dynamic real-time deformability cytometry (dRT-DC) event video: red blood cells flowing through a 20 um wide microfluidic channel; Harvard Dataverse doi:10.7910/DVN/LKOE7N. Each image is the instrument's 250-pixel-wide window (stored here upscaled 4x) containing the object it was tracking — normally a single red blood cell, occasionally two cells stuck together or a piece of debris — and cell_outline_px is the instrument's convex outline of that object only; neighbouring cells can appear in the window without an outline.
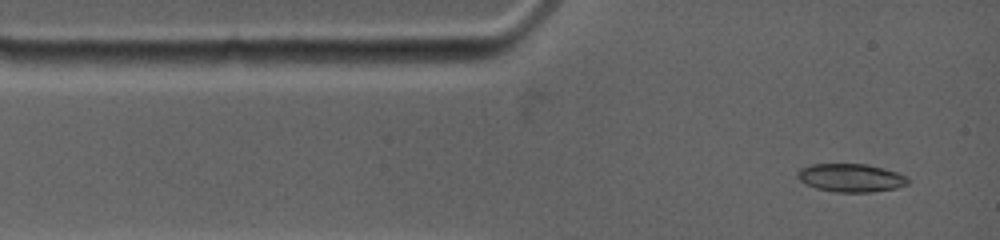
{"species": "common noctule bat (a hibernating species)", "species_latin": "Nyctalus noctula", "temperature_condition": "warm", "stored_images_in_passage": 6, "camera_frame_rate_fps": 4500, "um_per_image_px": 0.085, "animal": {"sex": "female", "body_mass_g": 19.0, "forearm_length_mm": 53.3}, "frame": {"image": 1, "passage_image": 1, "time_ms": 0.0, "image_size_px": [1000, 240], "cell_outline_px": [[908, 184], [896, 188], [872, 192], [836, 192], [816, 188], [804, 184], [796, 176], [796, 172], [800, 168], [812, 164], [868, 164], [896, 172], [908, 176]], "centroid_in_image_um": [72.3, 15.11], "position_along_channel_um": 12.7, "area_um2": 18.26}}
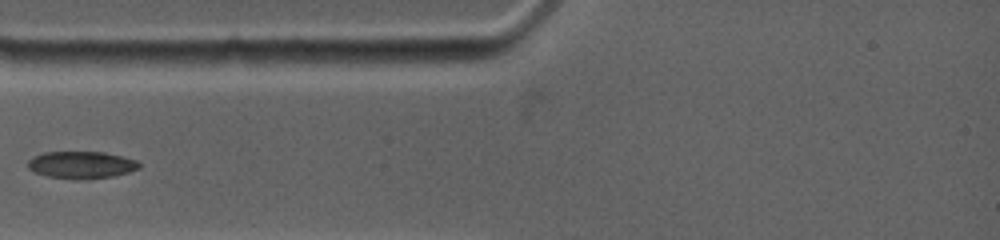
{"frame": {"image": 2, "passage_image": 4, "time_ms": 2.444, "image_size_px": [1000, 240], "cell_outline_px": [[140, 168], [128, 172], [112, 176], [88, 180], [76, 180], [44, 176], [28, 168], [28, 160], [32, 156], [44, 152], [104, 152], [136, 160], [140, 164]], "centroid_in_image_um": [6.89, 14.03], "position_along_channel_um": 78.1, "area_um2": 17.8}}
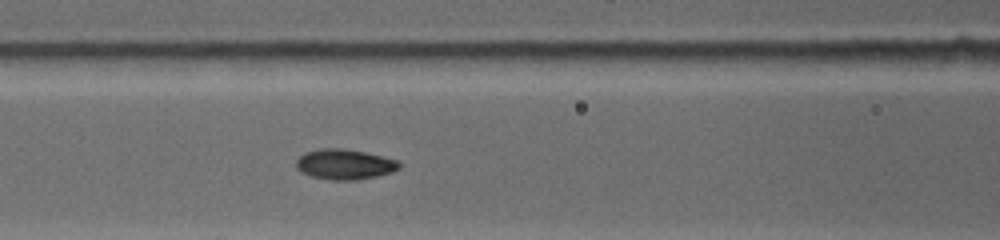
{"frame": {"image": 3, "passage_image": 6, "time_ms": 4.0, "image_size_px": [1000, 240], "cell_outline_px": [[400, 168], [392, 172], [376, 176], [356, 180], [332, 180], [312, 176], [300, 172], [296, 168], [296, 160], [304, 152], [320, 148], [344, 148], [384, 156], [400, 160]], "centroid_in_image_um": [29.3, 13.95], "position_along_channel_um": 137.3, "area_um2": 18.38}}